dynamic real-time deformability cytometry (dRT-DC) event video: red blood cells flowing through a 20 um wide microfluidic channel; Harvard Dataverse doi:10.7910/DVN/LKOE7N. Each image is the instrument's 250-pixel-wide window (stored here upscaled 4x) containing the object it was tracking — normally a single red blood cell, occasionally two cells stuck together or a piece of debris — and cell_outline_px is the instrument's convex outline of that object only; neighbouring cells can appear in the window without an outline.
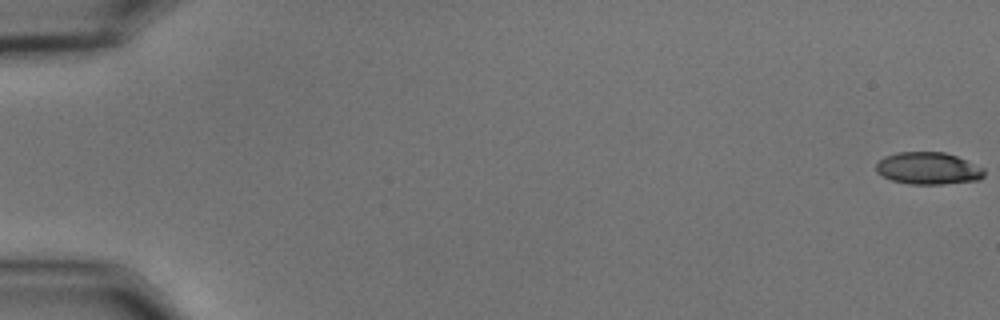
{"species": "common noctule bat (a hibernating species)", "species_latin": "Nyctalus noctula", "temperature_condition": "cold", "stored_images_in_passage": 57, "camera_frame_rate_fps": 3000, "um_per_image_px": 0.085, "animal": {"sex": "male", "body_mass_g": 15.6}, "frame": {"image": 1, "passage_image": 1, "time_ms": 0.0, "image_size_px": [1000, 320], "cell_outline_px": [[984, 176], [980, 180], [944, 184], [908, 184], [892, 180], [876, 172], [876, 164], [884, 156], [896, 152], [944, 152], [956, 156], [984, 168]], "centroid_in_image_um": [78.89, 14.31], "position_along_channel_um": 6.1, "area_um2": 20.29}}
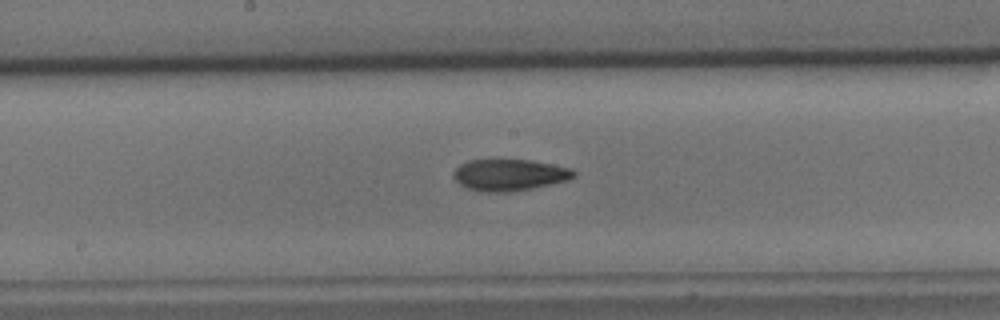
{"frame": {"image": 2, "passage_image": 31, "time_ms": 10.0, "image_size_px": [1000, 320], "cell_outline_px": [[576, 176], [568, 180], [532, 188], [508, 192], [484, 192], [468, 188], [460, 184], [452, 176], [452, 172], [460, 164], [468, 160], [532, 160], [572, 168], [576, 172]], "centroid_in_image_um": [43.31, 14.86], "position_along_channel_um": 204.9, "area_um2": 22.14}}
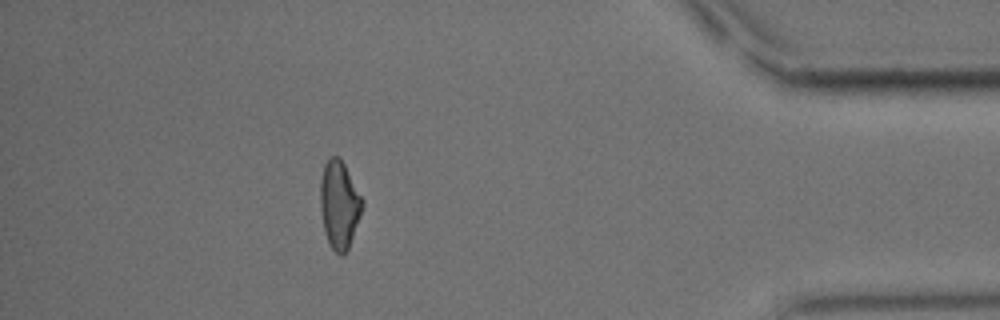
{"frame": {"image": 3, "passage_image": 51, "time_ms": 16.667, "image_size_px": [1000, 320], "cell_outline_px": [[364, 204], [360, 216], [348, 248], [340, 256], [332, 248], [324, 232], [320, 208], [320, 180], [324, 164], [332, 156], [340, 156], [364, 200]], "centroid_in_image_um": [28.83, 17.36], "position_along_channel_um": 406.4, "area_um2": 21.44}, "authors_computed_cell_mechanics": {"area_um2": 21.3282, "velocity_mm_per_s": 3.6385, "shape_relaxation_time_tau1_ms": 5.5948, "shape_relaxation_time_tau2_ms": 5.5343, "deformation_change_tau1": 0.1638, "deformation_change_tau2": 0.1374}}